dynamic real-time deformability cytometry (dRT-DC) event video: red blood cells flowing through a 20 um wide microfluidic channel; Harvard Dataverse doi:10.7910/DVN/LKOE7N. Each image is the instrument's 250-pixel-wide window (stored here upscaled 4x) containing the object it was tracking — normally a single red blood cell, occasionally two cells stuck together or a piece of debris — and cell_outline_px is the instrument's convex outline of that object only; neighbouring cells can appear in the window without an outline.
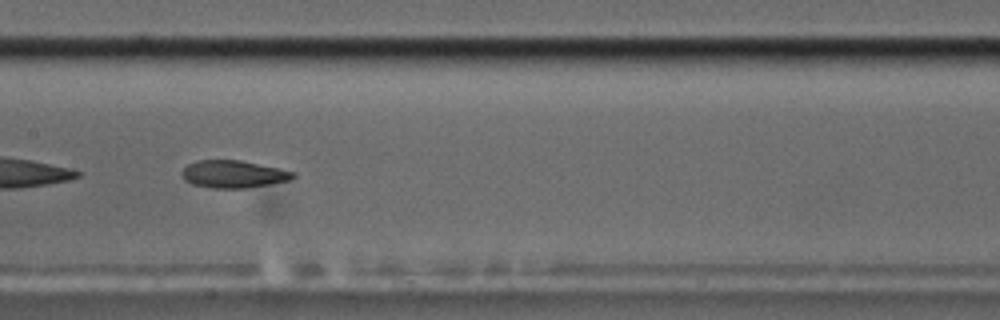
{"species": "common noctule bat (a hibernating species)", "species_latin": "Nyctalus noctula", "temperature_condition": "cold", "stored_images_in_passage": 9, "segment_of_instrument_passage": [2, 2], "camera_frame_rate_fps": 3000, "um_per_image_px": 0.085, "animal": {"sex": "male", "body_mass_g": 17.5, "forearm_length_mm": 52.3}, "frame": {"image": 1, "passage_image": 9, "time_ms": 9.333, "image_size_px": [1000, 320], "cell_outline_px": [[296, 176], [288, 180], [268, 184], [244, 188], [212, 188], [192, 184], [184, 180], [180, 172], [188, 164], [196, 160], [240, 160], [296, 172]], "centroid_in_image_um": [19.79, 14.8], "position_along_channel_um": 187.6, "area_um2": 17.69}}